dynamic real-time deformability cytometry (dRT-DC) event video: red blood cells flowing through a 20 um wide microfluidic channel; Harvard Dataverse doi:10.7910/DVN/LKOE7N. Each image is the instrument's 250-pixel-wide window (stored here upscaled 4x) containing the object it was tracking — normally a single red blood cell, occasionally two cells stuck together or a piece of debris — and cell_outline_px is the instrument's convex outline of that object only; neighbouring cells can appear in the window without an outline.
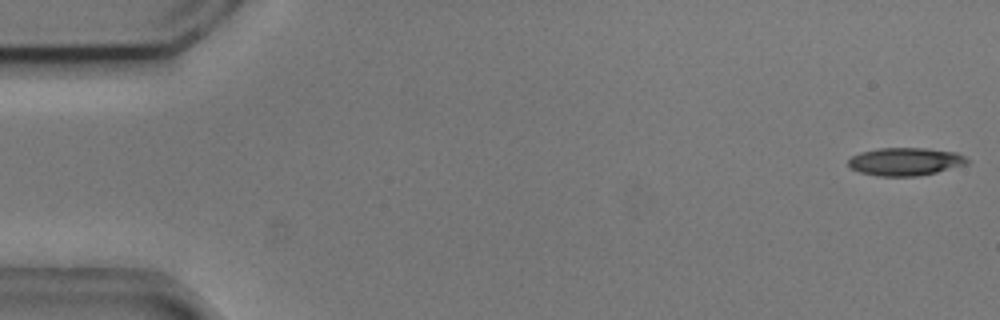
{"species": "common noctule bat (a hibernating species)", "species_latin": "Nyctalus noctula", "temperature_condition": "cold", "stored_images_in_passage": 54, "camera_frame_rate_fps": 3000, "um_per_image_px": 0.085, "animal": {"sex": "male", "body_mass_g": 20.5, "forearm_length_mm": 52.5}, "frame": {"image": 1, "passage_image": 1, "time_ms": 0.0, "image_size_px": [1000, 320], "cell_outline_px": [[972, 160], [968, 164], [936, 172], [916, 176], [880, 176], [860, 172], [852, 168], [848, 164], [848, 160], [852, 156], [860, 152], [880, 148], [924, 148], [956, 152]], "centroid_in_image_um": [76.99, 13.73], "position_along_channel_um": 8.0, "area_um2": 19.31}}
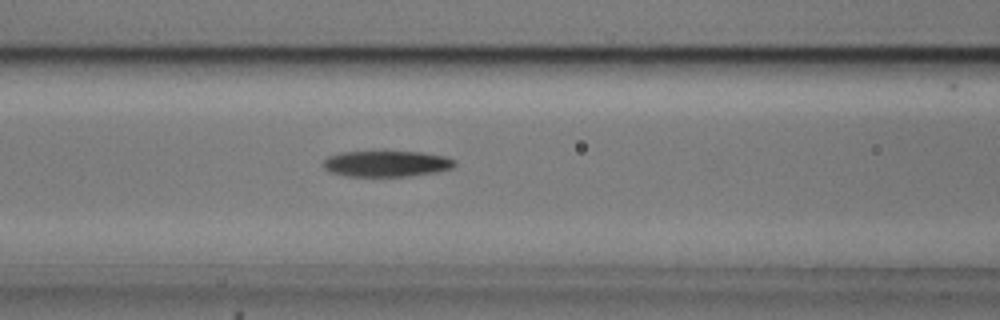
{"frame": {"image": 2, "passage_image": 22, "time_ms": 7.0, "image_size_px": [1000, 320], "cell_outline_px": [[456, 164], [452, 168], [436, 172], [408, 176], [348, 176], [328, 172], [324, 168], [324, 160], [328, 156], [340, 152], [384, 148], [420, 152], [448, 156], [456, 160]], "centroid_in_image_um": [32.85, 13.85], "position_along_channel_um": 133.8, "area_um2": 21.1}}
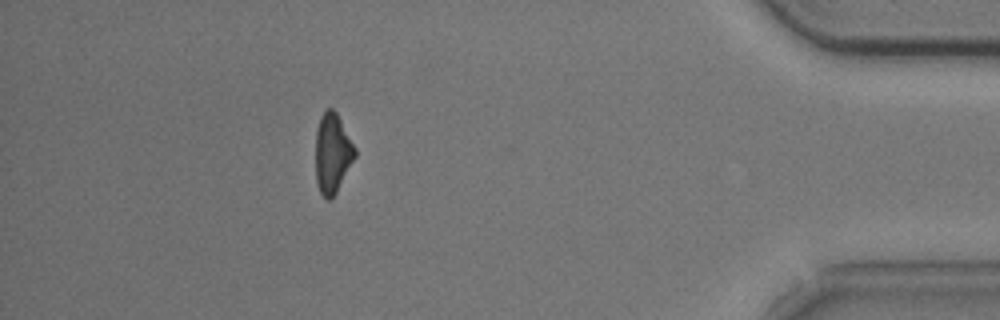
{"frame": {"image": 3, "passage_image": 48, "time_ms": 15.667, "image_size_px": [1000, 320], "cell_outline_px": [[356, 156], [336, 192], [328, 200], [320, 192], [316, 180], [316, 128], [320, 116], [328, 108], [332, 108], [336, 112], [356, 148]], "centroid_in_image_um": [28.25, 13.0], "position_along_channel_um": 406.9, "area_um2": 18.09}, "authors_computed_cell_mechanics": {"area_um2": 19.6809, "velocity_mm_per_s": 3.7252, "shape_relaxation_time_tau1_ms": 4.3589, "shape_relaxation_time_tau2_ms": null, "deformation_change_tau1": 0.147, "deformation_change_tau2": null}}